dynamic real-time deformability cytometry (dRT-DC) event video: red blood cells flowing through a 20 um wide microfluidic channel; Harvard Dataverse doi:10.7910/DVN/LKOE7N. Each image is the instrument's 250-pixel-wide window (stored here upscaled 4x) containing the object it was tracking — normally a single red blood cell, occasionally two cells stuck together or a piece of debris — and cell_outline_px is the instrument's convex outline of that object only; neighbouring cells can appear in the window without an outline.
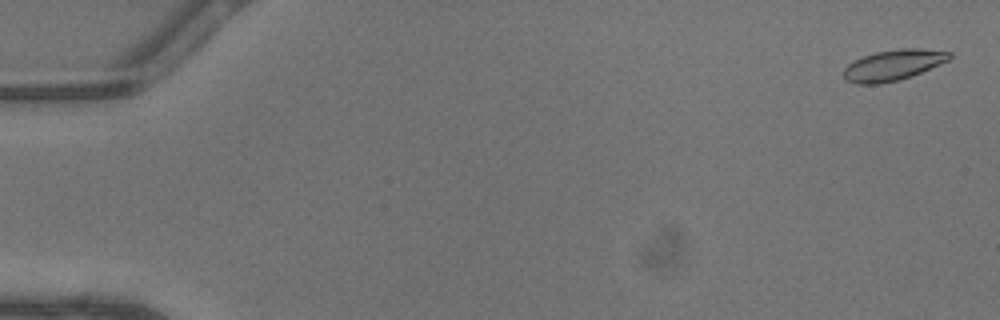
{"species": "common noctule bat (a hibernating species)", "species_latin": "Nyctalus noctula", "temperature_condition": "warm", "stored_images_in_passage": 47, "camera_frame_rate_fps": 3000, "um_per_image_px": 0.085, "animal": {"sex": "male", "body_mass_g": 13.3}, "frame": {"image": 1, "passage_image": 2, "time_ms": 0.333, "image_size_px": [1000, 320], "cell_outline_px": [[952, 56], [948, 60], [912, 76], [900, 80], [880, 84], [856, 84], [844, 80], [844, 68], [848, 64], [864, 56], [876, 52], [900, 48], [920, 48], [952, 52]], "centroid_in_image_um": [75.91, 5.54], "position_along_channel_um": 9.1, "area_um2": 18.96}}
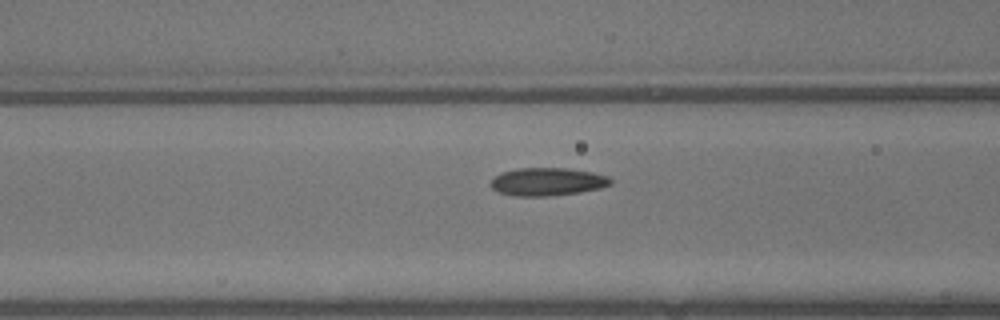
{"frame": {"image": 2, "passage_image": 20, "time_ms": 6.333, "image_size_px": [1000, 320], "cell_outline_px": [[612, 184], [600, 188], [580, 192], [548, 196], [512, 196], [500, 192], [492, 188], [492, 180], [500, 172], [516, 168], [568, 168], [592, 172], [608, 176], [612, 180]], "centroid_in_image_um": [46.55, 15.44], "position_along_channel_um": 120.1, "area_um2": 19.54}}
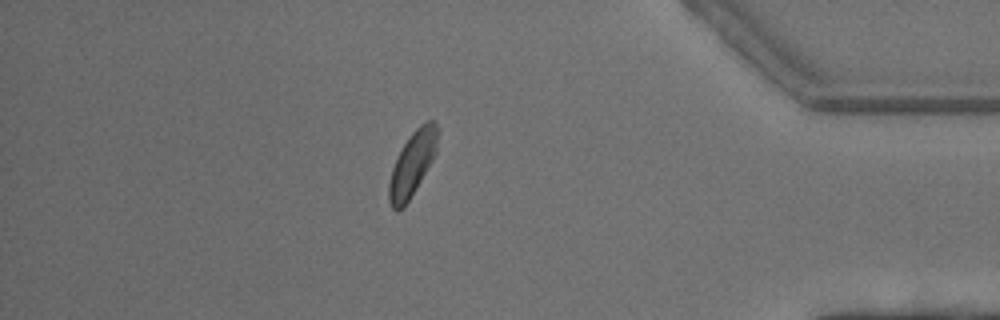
{"frame": {"image": 3, "passage_image": 41, "time_ms": 13.333, "image_size_px": [1000, 320], "cell_outline_px": [[440, 128], [436, 152], [432, 160], [416, 188], [404, 208], [396, 212], [392, 208], [388, 200], [388, 184], [392, 168], [408, 136], [420, 124], [428, 120], [432, 120]], "centroid_in_image_um": [35.06, 13.91], "position_along_channel_um": 400.1, "area_um2": 18.32}, "authors_computed_cell_mechanics": {"area_um2": 19.0162, "velocity_mm_per_s": 4.5175, "shape_relaxation_time_tau1_ms": 3.0409, "shape_relaxation_time_tau2_ms": null, "deformation_change_tau1": 0.0882, "deformation_change_tau2": null}}